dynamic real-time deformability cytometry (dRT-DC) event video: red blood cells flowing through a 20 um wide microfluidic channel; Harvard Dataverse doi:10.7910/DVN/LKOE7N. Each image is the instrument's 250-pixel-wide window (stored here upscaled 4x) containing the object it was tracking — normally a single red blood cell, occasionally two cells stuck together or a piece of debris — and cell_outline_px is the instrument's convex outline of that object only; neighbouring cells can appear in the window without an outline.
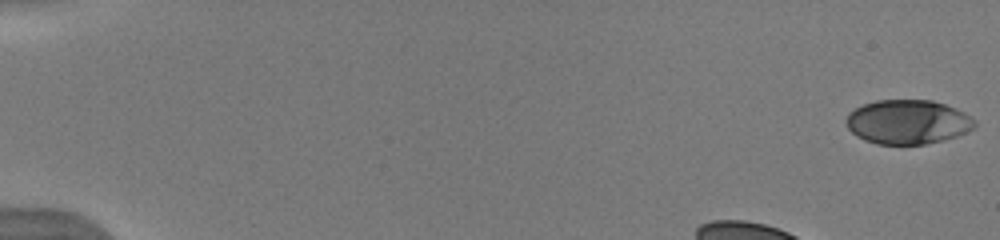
{"species": "human", "species_latin": "Homo sapiens", "temperature_condition": "warm", "stored_images_in_passage": 49, "camera_frame_rate_fps": 3000, "um_per_image_px": 0.085, "donor": {"sex": "male"}, "frame": {"image": 1, "passage_image": 1, "time_ms": 0.0, "image_size_px": [1000, 240], "cell_outline_px": [[976, 128], [956, 136], [924, 144], [876, 144], [864, 140], [856, 136], [848, 128], [844, 120], [848, 112], [864, 104], [876, 100], [932, 100], [956, 108], [964, 112], [976, 120]], "centroid_in_image_um": [77.14, 10.36], "position_along_channel_um": 7.9, "area_um2": 33.29}}
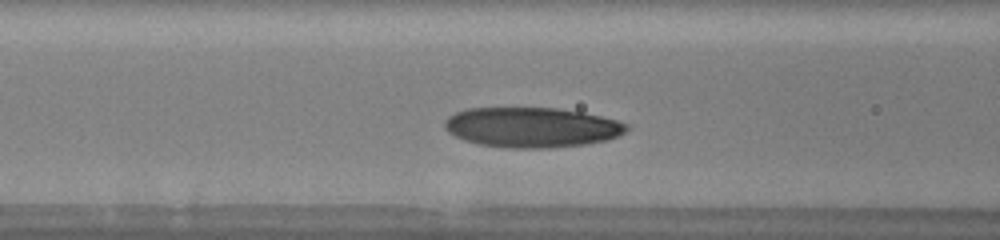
{"frame": {"image": 2, "passage_image": 19, "time_ms": 6.0, "image_size_px": [1000, 240], "cell_outline_px": [[628, 128], [624, 132], [608, 140], [584, 144], [548, 148], [508, 148], [480, 144], [464, 140], [448, 132], [444, 128], [444, 120], [448, 116], [456, 112], [468, 108], [560, 108], [584, 112], [616, 120], [628, 124]], "centroid_in_image_um": [45.18, 10.82], "position_along_channel_um": 121.4, "area_um2": 42.48}}
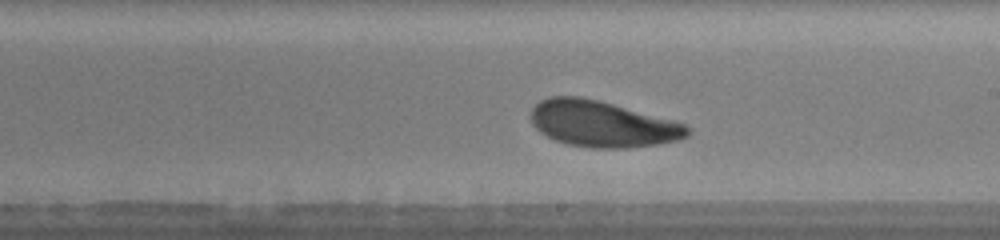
{"frame": {"image": 3, "passage_image": 28, "time_ms": 9.0, "image_size_px": [1000, 240], "cell_outline_px": [[692, 132], [688, 136], [680, 140], [660, 144], [628, 148], [592, 148], [568, 144], [556, 140], [540, 132], [532, 124], [532, 108], [540, 100], [548, 96], [580, 96], [600, 100], [672, 120], [684, 124], [692, 128]], "centroid_in_image_um": [51.23, 10.53], "position_along_channel_um": 237.8, "area_um2": 42.25}, "authors_computed_cell_mechanics": {"area_um2": 41.5582, "velocity_mm_per_s": 3.8817, "shape_relaxation_time_tau1_ms": 2.9127, "shape_relaxation_time_tau2_ms": 5.3531, "deformation_change_tau1": 0.1359, "deformation_change_tau2": 0.1526}}